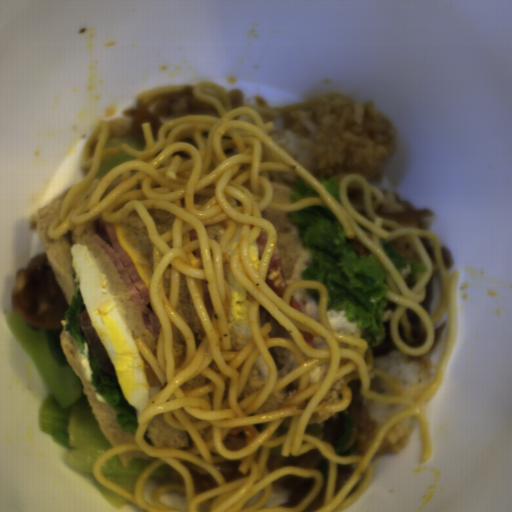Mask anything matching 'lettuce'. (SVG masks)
Instances as JSON below:
<instances>
[{"instance_id": "9fb2a089", "label": "lettuce", "mask_w": 512, "mask_h": 512, "mask_svg": "<svg viewBox=\"0 0 512 512\" xmlns=\"http://www.w3.org/2000/svg\"><path fill=\"white\" fill-rule=\"evenodd\" d=\"M308 259L302 280H317L329 291L327 311H338L355 323L367 349L385 341V297L392 272L374 255L359 254L338 219L326 207H307L289 212Z\"/></svg>"}, {"instance_id": "494a5c6d", "label": "lettuce", "mask_w": 512, "mask_h": 512, "mask_svg": "<svg viewBox=\"0 0 512 512\" xmlns=\"http://www.w3.org/2000/svg\"><path fill=\"white\" fill-rule=\"evenodd\" d=\"M87 352L93 387L96 392L113 408L122 431L135 434L139 426V415L142 411L126 400L119 386L117 377L106 375L97 366L89 345L87 347Z\"/></svg>"}, {"instance_id": "88b5c38a", "label": "lettuce", "mask_w": 512, "mask_h": 512, "mask_svg": "<svg viewBox=\"0 0 512 512\" xmlns=\"http://www.w3.org/2000/svg\"><path fill=\"white\" fill-rule=\"evenodd\" d=\"M85 309H87V307L82 297L76 276V290L74 291L66 310L65 330L74 339L81 352L83 351L86 343H88L80 321V316Z\"/></svg>"}, {"instance_id": "6d97cf82", "label": "lettuce", "mask_w": 512, "mask_h": 512, "mask_svg": "<svg viewBox=\"0 0 512 512\" xmlns=\"http://www.w3.org/2000/svg\"><path fill=\"white\" fill-rule=\"evenodd\" d=\"M380 243L406 283L408 280H414L421 274L427 272L428 268L425 262L408 260L390 241L385 242L381 239Z\"/></svg>"}, {"instance_id": "83df0fcd", "label": "lettuce", "mask_w": 512, "mask_h": 512, "mask_svg": "<svg viewBox=\"0 0 512 512\" xmlns=\"http://www.w3.org/2000/svg\"><path fill=\"white\" fill-rule=\"evenodd\" d=\"M303 198H320L316 190L303 178H299L293 184L289 205L298 202Z\"/></svg>"}, {"instance_id": "5ad66d30", "label": "lettuce", "mask_w": 512, "mask_h": 512, "mask_svg": "<svg viewBox=\"0 0 512 512\" xmlns=\"http://www.w3.org/2000/svg\"><path fill=\"white\" fill-rule=\"evenodd\" d=\"M341 205L339 180L336 176L311 174Z\"/></svg>"}, {"instance_id": "80df22a2", "label": "lettuce", "mask_w": 512, "mask_h": 512, "mask_svg": "<svg viewBox=\"0 0 512 512\" xmlns=\"http://www.w3.org/2000/svg\"><path fill=\"white\" fill-rule=\"evenodd\" d=\"M311 298H313L318 304L320 300V291L316 289L305 288Z\"/></svg>"}]
</instances>
